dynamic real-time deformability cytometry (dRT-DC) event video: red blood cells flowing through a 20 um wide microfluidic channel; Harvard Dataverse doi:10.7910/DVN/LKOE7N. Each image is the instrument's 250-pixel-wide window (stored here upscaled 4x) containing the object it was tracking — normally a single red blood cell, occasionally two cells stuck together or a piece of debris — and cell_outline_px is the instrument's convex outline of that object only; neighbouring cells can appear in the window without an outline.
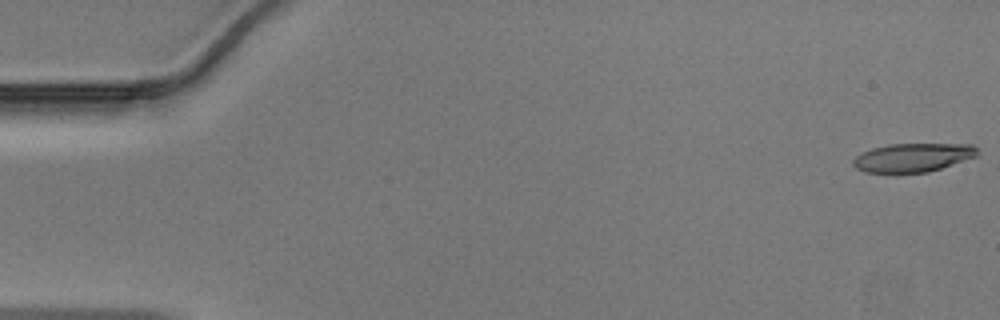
{"species": "Egyptian fruit bat (a non-hibernating species)", "species_latin": "Rousettus aegyptiacus", "temperature_condition": "warm", "stored_images_in_passage": 16, "camera_frame_rate_fps": 3000, "um_per_image_px": 0.085, "animal": {"sex": "male"}, "frame": {"image": 1, "passage_image": 1, "time_ms": 0.0, "image_size_px": [1000, 320], "cell_outline_px": [[976, 156], [928, 172], [864, 172], [856, 168], [852, 164], [852, 160], [856, 156], [872, 148], [888, 144], [972, 144], [976, 148]], "centroid_in_image_um": [77.55, 13.38], "position_along_channel_um": 7.5, "area_um2": 20.4}}
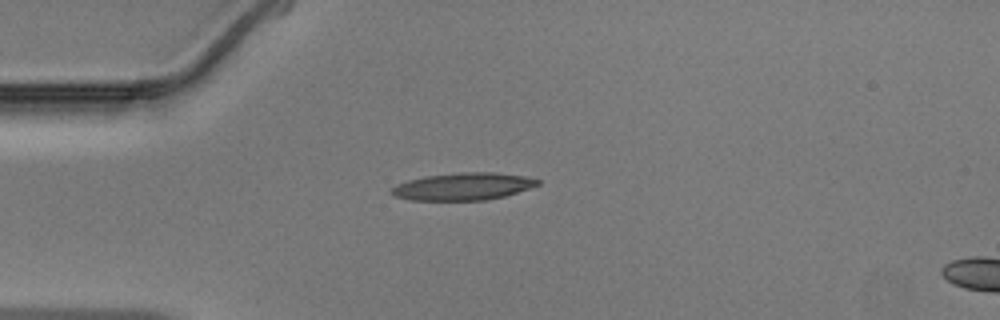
{"frame": {"image": 2, "passage_image": 13, "time_ms": 4.0, "image_size_px": [1000, 320], "cell_outline_px": [[540, 184], [504, 196], [488, 200], [412, 200], [396, 196], [388, 192], [388, 188], [396, 184], [408, 180], [424, 176], [460, 172], [496, 172], [524, 176], [540, 180]], "centroid_in_image_um": [39.31, 15.84], "position_along_channel_um": 45.7, "area_um2": 23.35}}